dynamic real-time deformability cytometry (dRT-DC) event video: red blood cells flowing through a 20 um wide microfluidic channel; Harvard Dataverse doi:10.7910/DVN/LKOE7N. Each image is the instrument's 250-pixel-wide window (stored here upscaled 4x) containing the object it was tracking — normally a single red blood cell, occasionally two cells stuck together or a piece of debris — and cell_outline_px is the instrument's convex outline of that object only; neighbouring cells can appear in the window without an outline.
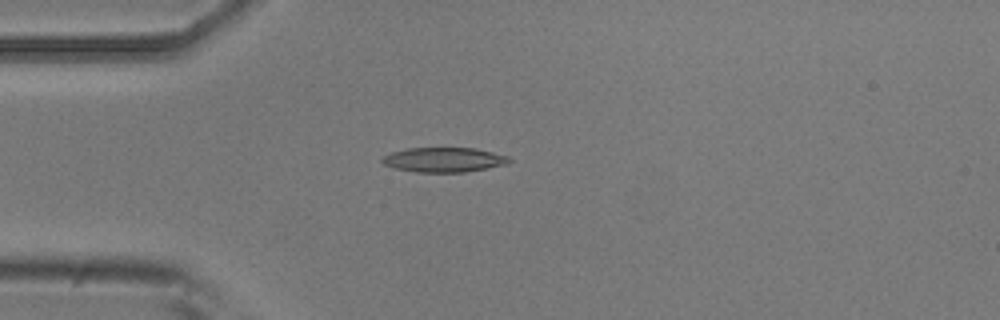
{"species": "common noctule bat (a hibernating species)", "species_latin": "Nyctalus noctula", "temperature_condition": "room temperature", "stored_images_in_passage": 3, "camera_frame_rate_fps": 3000, "um_per_image_px": 0.085, "animal": {"sex": "male", "body_mass_g": 20.5, "forearm_length_mm": 52.5}, "frame": {"image": 1, "passage_image": 2, "time_ms": 1.0, "image_size_px": [1000, 320], "cell_outline_px": [[512, 160], [508, 164], [488, 168], [464, 172], [416, 172], [396, 168], [384, 164], [380, 160], [384, 156], [392, 152], [408, 148], [476, 148], [508, 156]], "centroid_in_image_um": [37.76, 13.58], "position_along_channel_um": 47.2, "area_um2": 18.21}}